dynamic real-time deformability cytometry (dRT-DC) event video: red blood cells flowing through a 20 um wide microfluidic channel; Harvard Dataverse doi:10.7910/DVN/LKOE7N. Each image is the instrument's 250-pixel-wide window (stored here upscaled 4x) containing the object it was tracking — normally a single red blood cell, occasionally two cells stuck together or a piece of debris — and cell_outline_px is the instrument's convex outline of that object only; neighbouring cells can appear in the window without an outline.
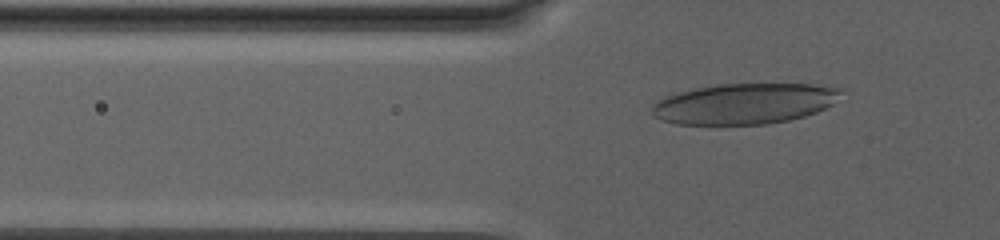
{"species": "human", "species_latin": "Homo sapiens", "temperature_condition": "warm", "stored_images_in_passage": 57, "camera_frame_rate_fps": 3000, "um_per_image_px": 0.085, "donor": {"sex": "male"}, "frame": {"image": 1, "passage_image": 3, "time_ms": 0.667, "image_size_px": [1000, 240], "cell_outline_px": [[844, 88], [832, 104], [816, 112], [804, 116], [788, 120], [764, 124], [676, 124], [660, 120], [652, 116], [652, 104], [656, 100], [680, 92], [696, 88], [716, 84], [812, 84]], "centroid_in_image_um": [63.25, 8.81], "position_along_channel_um": 62.6, "area_um2": 44.68}}
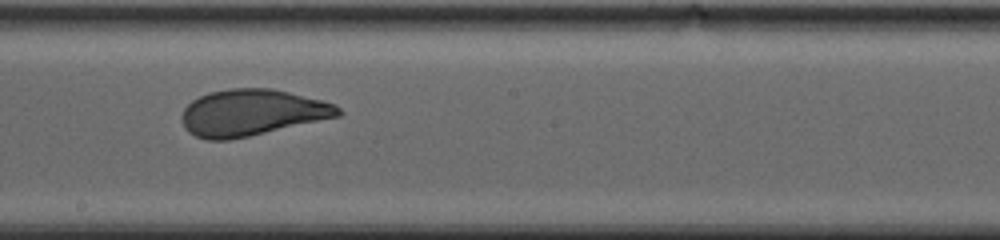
{"frame": {"image": 2, "passage_image": 24, "time_ms": 7.667, "image_size_px": [1000, 240], "cell_outline_px": [[344, 112], [340, 116], [248, 136], [228, 140], [208, 140], [196, 136], [188, 132], [184, 128], [180, 116], [184, 108], [192, 100], [208, 92], [232, 88], [272, 88], [336, 104]], "centroid_in_image_um": [21.38, 9.57], "position_along_channel_um": 226.8, "area_um2": 42.19}}
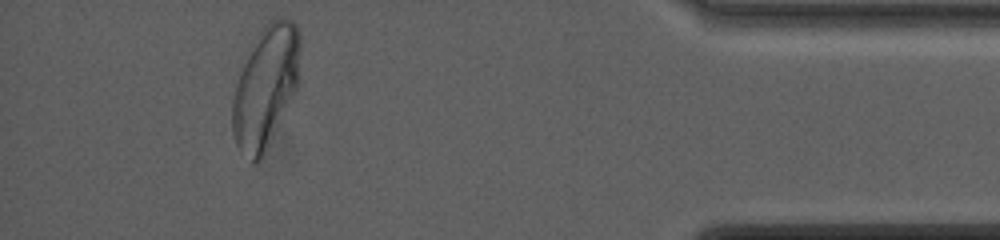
{"frame": {"image": 3, "passage_image": 51, "time_ms": 16.667, "image_size_px": [1000, 240], "cell_outline_px": [[300, 48], [296, 88], [268, 148], [264, 156], [260, 160], [252, 164], [236, 144], [232, 132], [232, 100], [236, 84], [240, 72], [252, 44], [264, 24], [272, 16], [284, 16], [292, 20], [296, 24], [300, 32]], "centroid_in_image_um": [22.57, 7.34], "position_along_channel_um": 412.6, "area_um2": 48.03}, "authors_computed_cell_mechanics": {"area_um2": 43.061, "velocity_mm_per_s": 2.5235, "shape_relaxation_time_tau1_ms": 9.4168, "shape_relaxation_time_tau2_ms": null, "deformation_change_tau1": 0.1982, "deformation_change_tau2": null}}